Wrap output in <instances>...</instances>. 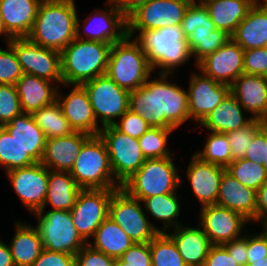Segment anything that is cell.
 <instances>
[{"label":"cell","mask_w":267,"mask_h":266,"mask_svg":"<svg viewBox=\"0 0 267 266\" xmlns=\"http://www.w3.org/2000/svg\"><path fill=\"white\" fill-rule=\"evenodd\" d=\"M118 121L119 122H116L114 126L122 133H125L135 139H139L151 128L140 115L133 113L129 109Z\"/></svg>","instance_id":"cell-46"},{"label":"cell","mask_w":267,"mask_h":266,"mask_svg":"<svg viewBox=\"0 0 267 266\" xmlns=\"http://www.w3.org/2000/svg\"><path fill=\"white\" fill-rule=\"evenodd\" d=\"M178 198L174 192L147 197L141 201L144 204V209H146L144 211L149 212L156 220L163 221L161 232L166 233L170 227L176 228L182 225L177 220L182 208Z\"/></svg>","instance_id":"cell-36"},{"label":"cell","mask_w":267,"mask_h":266,"mask_svg":"<svg viewBox=\"0 0 267 266\" xmlns=\"http://www.w3.org/2000/svg\"><path fill=\"white\" fill-rule=\"evenodd\" d=\"M94 242L88 244L95 250L103 252L107 256L119 258L135 242L115 223L107 217L97 228Z\"/></svg>","instance_id":"cell-35"},{"label":"cell","mask_w":267,"mask_h":266,"mask_svg":"<svg viewBox=\"0 0 267 266\" xmlns=\"http://www.w3.org/2000/svg\"><path fill=\"white\" fill-rule=\"evenodd\" d=\"M231 38L243 50L267 47V9L254 3Z\"/></svg>","instance_id":"cell-31"},{"label":"cell","mask_w":267,"mask_h":266,"mask_svg":"<svg viewBox=\"0 0 267 266\" xmlns=\"http://www.w3.org/2000/svg\"><path fill=\"white\" fill-rule=\"evenodd\" d=\"M152 73L147 55L136 39L127 35L111 45L106 74L119 87L135 91L151 78Z\"/></svg>","instance_id":"cell-5"},{"label":"cell","mask_w":267,"mask_h":266,"mask_svg":"<svg viewBox=\"0 0 267 266\" xmlns=\"http://www.w3.org/2000/svg\"><path fill=\"white\" fill-rule=\"evenodd\" d=\"M192 4H204L205 2L209 1V0H199L200 2L196 1V0H190Z\"/></svg>","instance_id":"cell-63"},{"label":"cell","mask_w":267,"mask_h":266,"mask_svg":"<svg viewBox=\"0 0 267 266\" xmlns=\"http://www.w3.org/2000/svg\"><path fill=\"white\" fill-rule=\"evenodd\" d=\"M203 5L215 27L232 36L254 2L252 0H209Z\"/></svg>","instance_id":"cell-32"},{"label":"cell","mask_w":267,"mask_h":266,"mask_svg":"<svg viewBox=\"0 0 267 266\" xmlns=\"http://www.w3.org/2000/svg\"><path fill=\"white\" fill-rule=\"evenodd\" d=\"M244 73L267 76V47L244 50Z\"/></svg>","instance_id":"cell-47"},{"label":"cell","mask_w":267,"mask_h":266,"mask_svg":"<svg viewBox=\"0 0 267 266\" xmlns=\"http://www.w3.org/2000/svg\"><path fill=\"white\" fill-rule=\"evenodd\" d=\"M23 113L15 85L0 84V126Z\"/></svg>","instance_id":"cell-44"},{"label":"cell","mask_w":267,"mask_h":266,"mask_svg":"<svg viewBox=\"0 0 267 266\" xmlns=\"http://www.w3.org/2000/svg\"><path fill=\"white\" fill-rule=\"evenodd\" d=\"M180 26L188 42L191 56L196 59L195 64L231 39L229 34L215 27L203 4L191 3Z\"/></svg>","instance_id":"cell-8"},{"label":"cell","mask_w":267,"mask_h":266,"mask_svg":"<svg viewBox=\"0 0 267 266\" xmlns=\"http://www.w3.org/2000/svg\"><path fill=\"white\" fill-rule=\"evenodd\" d=\"M173 159L172 157L146 159L121 188L140 201L151 196L174 193L183 180Z\"/></svg>","instance_id":"cell-7"},{"label":"cell","mask_w":267,"mask_h":266,"mask_svg":"<svg viewBox=\"0 0 267 266\" xmlns=\"http://www.w3.org/2000/svg\"><path fill=\"white\" fill-rule=\"evenodd\" d=\"M187 90L190 119L200 123L230 93V85L213 80L210 77L192 73Z\"/></svg>","instance_id":"cell-20"},{"label":"cell","mask_w":267,"mask_h":266,"mask_svg":"<svg viewBox=\"0 0 267 266\" xmlns=\"http://www.w3.org/2000/svg\"><path fill=\"white\" fill-rule=\"evenodd\" d=\"M0 266H15L9 245L0 241Z\"/></svg>","instance_id":"cell-57"},{"label":"cell","mask_w":267,"mask_h":266,"mask_svg":"<svg viewBox=\"0 0 267 266\" xmlns=\"http://www.w3.org/2000/svg\"><path fill=\"white\" fill-rule=\"evenodd\" d=\"M8 44L14 49L23 73L63 84L59 51L44 48L28 37L12 38Z\"/></svg>","instance_id":"cell-15"},{"label":"cell","mask_w":267,"mask_h":266,"mask_svg":"<svg viewBox=\"0 0 267 266\" xmlns=\"http://www.w3.org/2000/svg\"><path fill=\"white\" fill-rule=\"evenodd\" d=\"M23 71L14 49L7 43V49H0V84L15 85Z\"/></svg>","instance_id":"cell-45"},{"label":"cell","mask_w":267,"mask_h":266,"mask_svg":"<svg viewBox=\"0 0 267 266\" xmlns=\"http://www.w3.org/2000/svg\"><path fill=\"white\" fill-rule=\"evenodd\" d=\"M135 39L147 55L152 70L161 69L157 73L175 75V68H179L192 58L181 26L142 31Z\"/></svg>","instance_id":"cell-4"},{"label":"cell","mask_w":267,"mask_h":266,"mask_svg":"<svg viewBox=\"0 0 267 266\" xmlns=\"http://www.w3.org/2000/svg\"><path fill=\"white\" fill-rule=\"evenodd\" d=\"M111 45L75 38L60 52L63 86L81 85L106 74Z\"/></svg>","instance_id":"cell-3"},{"label":"cell","mask_w":267,"mask_h":266,"mask_svg":"<svg viewBox=\"0 0 267 266\" xmlns=\"http://www.w3.org/2000/svg\"><path fill=\"white\" fill-rule=\"evenodd\" d=\"M41 3H52V2H65V1H75V0H39Z\"/></svg>","instance_id":"cell-61"},{"label":"cell","mask_w":267,"mask_h":266,"mask_svg":"<svg viewBox=\"0 0 267 266\" xmlns=\"http://www.w3.org/2000/svg\"><path fill=\"white\" fill-rule=\"evenodd\" d=\"M150 252L152 266H187L167 232H159L150 241Z\"/></svg>","instance_id":"cell-39"},{"label":"cell","mask_w":267,"mask_h":266,"mask_svg":"<svg viewBox=\"0 0 267 266\" xmlns=\"http://www.w3.org/2000/svg\"><path fill=\"white\" fill-rule=\"evenodd\" d=\"M99 136L106 145L114 178L122 185L146 160L138 139L122 133L114 125L103 127Z\"/></svg>","instance_id":"cell-12"},{"label":"cell","mask_w":267,"mask_h":266,"mask_svg":"<svg viewBox=\"0 0 267 266\" xmlns=\"http://www.w3.org/2000/svg\"><path fill=\"white\" fill-rule=\"evenodd\" d=\"M39 0H0V14L13 38L28 37L40 6Z\"/></svg>","instance_id":"cell-27"},{"label":"cell","mask_w":267,"mask_h":266,"mask_svg":"<svg viewBox=\"0 0 267 266\" xmlns=\"http://www.w3.org/2000/svg\"><path fill=\"white\" fill-rule=\"evenodd\" d=\"M199 71L213 80L231 85L244 73V50L232 38L197 64Z\"/></svg>","instance_id":"cell-19"},{"label":"cell","mask_w":267,"mask_h":266,"mask_svg":"<svg viewBox=\"0 0 267 266\" xmlns=\"http://www.w3.org/2000/svg\"><path fill=\"white\" fill-rule=\"evenodd\" d=\"M204 266H240L223 245H212Z\"/></svg>","instance_id":"cell-53"},{"label":"cell","mask_w":267,"mask_h":266,"mask_svg":"<svg viewBox=\"0 0 267 266\" xmlns=\"http://www.w3.org/2000/svg\"><path fill=\"white\" fill-rule=\"evenodd\" d=\"M260 1H262V2H260ZM257 4H258L260 7H263V8H265V9H267V0H259V1L257 2Z\"/></svg>","instance_id":"cell-62"},{"label":"cell","mask_w":267,"mask_h":266,"mask_svg":"<svg viewBox=\"0 0 267 266\" xmlns=\"http://www.w3.org/2000/svg\"><path fill=\"white\" fill-rule=\"evenodd\" d=\"M80 190L81 188L69 172L49 170L48 189L43 210L48 204L52 206L50 210L70 211Z\"/></svg>","instance_id":"cell-34"},{"label":"cell","mask_w":267,"mask_h":266,"mask_svg":"<svg viewBox=\"0 0 267 266\" xmlns=\"http://www.w3.org/2000/svg\"><path fill=\"white\" fill-rule=\"evenodd\" d=\"M175 129L151 127L138 139L142 154L146 159L172 157L167 141Z\"/></svg>","instance_id":"cell-42"},{"label":"cell","mask_w":267,"mask_h":266,"mask_svg":"<svg viewBox=\"0 0 267 266\" xmlns=\"http://www.w3.org/2000/svg\"><path fill=\"white\" fill-rule=\"evenodd\" d=\"M119 258L128 266H152L150 242L134 243Z\"/></svg>","instance_id":"cell-49"},{"label":"cell","mask_w":267,"mask_h":266,"mask_svg":"<svg viewBox=\"0 0 267 266\" xmlns=\"http://www.w3.org/2000/svg\"><path fill=\"white\" fill-rule=\"evenodd\" d=\"M68 95L57 91V101L60 104L65 118L69 121L74 131L87 133L91 136L99 135L101 127L94 115L87 92L82 85L73 84Z\"/></svg>","instance_id":"cell-21"},{"label":"cell","mask_w":267,"mask_h":266,"mask_svg":"<svg viewBox=\"0 0 267 266\" xmlns=\"http://www.w3.org/2000/svg\"><path fill=\"white\" fill-rule=\"evenodd\" d=\"M264 168L266 169V172H267V163H264Z\"/></svg>","instance_id":"cell-64"},{"label":"cell","mask_w":267,"mask_h":266,"mask_svg":"<svg viewBox=\"0 0 267 266\" xmlns=\"http://www.w3.org/2000/svg\"><path fill=\"white\" fill-rule=\"evenodd\" d=\"M3 127L35 162H41L46 138L32 114L21 113Z\"/></svg>","instance_id":"cell-29"},{"label":"cell","mask_w":267,"mask_h":266,"mask_svg":"<svg viewBox=\"0 0 267 266\" xmlns=\"http://www.w3.org/2000/svg\"><path fill=\"white\" fill-rule=\"evenodd\" d=\"M199 226L212 245H223L242 237L247 220L242 214L216 204L200 208Z\"/></svg>","instance_id":"cell-17"},{"label":"cell","mask_w":267,"mask_h":266,"mask_svg":"<svg viewBox=\"0 0 267 266\" xmlns=\"http://www.w3.org/2000/svg\"><path fill=\"white\" fill-rule=\"evenodd\" d=\"M92 136L75 131L70 135L46 139L41 163L52 171L70 172L82 146Z\"/></svg>","instance_id":"cell-23"},{"label":"cell","mask_w":267,"mask_h":266,"mask_svg":"<svg viewBox=\"0 0 267 266\" xmlns=\"http://www.w3.org/2000/svg\"><path fill=\"white\" fill-rule=\"evenodd\" d=\"M81 189H119L114 178L106 145L99 135L83 146L69 172Z\"/></svg>","instance_id":"cell-6"},{"label":"cell","mask_w":267,"mask_h":266,"mask_svg":"<svg viewBox=\"0 0 267 266\" xmlns=\"http://www.w3.org/2000/svg\"><path fill=\"white\" fill-rule=\"evenodd\" d=\"M76 266H114L115 258L93 249L89 244L75 255Z\"/></svg>","instance_id":"cell-48"},{"label":"cell","mask_w":267,"mask_h":266,"mask_svg":"<svg viewBox=\"0 0 267 266\" xmlns=\"http://www.w3.org/2000/svg\"><path fill=\"white\" fill-rule=\"evenodd\" d=\"M108 1V2H107ZM108 8L97 9L93 15L90 14L80 26V19L76 20V38L88 41L104 42L114 44L122 41L128 35L127 17L115 5L112 0H107ZM84 28L85 38L80 32ZM82 35V36H81Z\"/></svg>","instance_id":"cell-16"},{"label":"cell","mask_w":267,"mask_h":266,"mask_svg":"<svg viewBox=\"0 0 267 266\" xmlns=\"http://www.w3.org/2000/svg\"><path fill=\"white\" fill-rule=\"evenodd\" d=\"M16 231L9 247L15 266H32L43 251L41 237L36 227L17 220Z\"/></svg>","instance_id":"cell-33"},{"label":"cell","mask_w":267,"mask_h":266,"mask_svg":"<svg viewBox=\"0 0 267 266\" xmlns=\"http://www.w3.org/2000/svg\"><path fill=\"white\" fill-rule=\"evenodd\" d=\"M88 95L101 128L114 125L129 109V91L119 87L107 74L81 84Z\"/></svg>","instance_id":"cell-11"},{"label":"cell","mask_w":267,"mask_h":266,"mask_svg":"<svg viewBox=\"0 0 267 266\" xmlns=\"http://www.w3.org/2000/svg\"><path fill=\"white\" fill-rule=\"evenodd\" d=\"M216 205L236 211L251 222L256 221V191L244 186L227 171L221 177Z\"/></svg>","instance_id":"cell-25"},{"label":"cell","mask_w":267,"mask_h":266,"mask_svg":"<svg viewBox=\"0 0 267 266\" xmlns=\"http://www.w3.org/2000/svg\"><path fill=\"white\" fill-rule=\"evenodd\" d=\"M223 246L227 249L230 255L234 257L240 266H246L248 261L247 234L230 242H226Z\"/></svg>","instance_id":"cell-54"},{"label":"cell","mask_w":267,"mask_h":266,"mask_svg":"<svg viewBox=\"0 0 267 266\" xmlns=\"http://www.w3.org/2000/svg\"><path fill=\"white\" fill-rule=\"evenodd\" d=\"M5 36L6 44L13 38L6 30L2 16L0 14V36Z\"/></svg>","instance_id":"cell-58"},{"label":"cell","mask_w":267,"mask_h":266,"mask_svg":"<svg viewBox=\"0 0 267 266\" xmlns=\"http://www.w3.org/2000/svg\"><path fill=\"white\" fill-rule=\"evenodd\" d=\"M40 210L36 229L41 237L44 249L76 255L88 243L76 230L70 211Z\"/></svg>","instance_id":"cell-9"},{"label":"cell","mask_w":267,"mask_h":266,"mask_svg":"<svg viewBox=\"0 0 267 266\" xmlns=\"http://www.w3.org/2000/svg\"><path fill=\"white\" fill-rule=\"evenodd\" d=\"M242 109V105L229 93L199 124L215 133L225 134L235 131L245 127L253 120L251 117L245 118Z\"/></svg>","instance_id":"cell-30"},{"label":"cell","mask_w":267,"mask_h":266,"mask_svg":"<svg viewBox=\"0 0 267 266\" xmlns=\"http://www.w3.org/2000/svg\"><path fill=\"white\" fill-rule=\"evenodd\" d=\"M32 116L36 124L44 132L46 139L67 136L75 132L65 118L57 100L41 107Z\"/></svg>","instance_id":"cell-37"},{"label":"cell","mask_w":267,"mask_h":266,"mask_svg":"<svg viewBox=\"0 0 267 266\" xmlns=\"http://www.w3.org/2000/svg\"><path fill=\"white\" fill-rule=\"evenodd\" d=\"M32 266H76L75 255L43 249Z\"/></svg>","instance_id":"cell-51"},{"label":"cell","mask_w":267,"mask_h":266,"mask_svg":"<svg viewBox=\"0 0 267 266\" xmlns=\"http://www.w3.org/2000/svg\"><path fill=\"white\" fill-rule=\"evenodd\" d=\"M190 0H148L128 17V36L135 32L157 30L168 26H180Z\"/></svg>","instance_id":"cell-13"},{"label":"cell","mask_w":267,"mask_h":266,"mask_svg":"<svg viewBox=\"0 0 267 266\" xmlns=\"http://www.w3.org/2000/svg\"><path fill=\"white\" fill-rule=\"evenodd\" d=\"M49 169L41 162L7 172L6 175L24 206L33 214L43 210Z\"/></svg>","instance_id":"cell-18"},{"label":"cell","mask_w":267,"mask_h":266,"mask_svg":"<svg viewBox=\"0 0 267 266\" xmlns=\"http://www.w3.org/2000/svg\"><path fill=\"white\" fill-rule=\"evenodd\" d=\"M114 266H128V263L122 261L120 258H116Z\"/></svg>","instance_id":"cell-60"},{"label":"cell","mask_w":267,"mask_h":266,"mask_svg":"<svg viewBox=\"0 0 267 266\" xmlns=\"http://www.w3.org/2000/svg\"><path fill=\"white\" fill-rule=\"evenodd\" d=\"M225 171V167L205 162L195 154L192 155L186 174L201 207L216 204L221 177Z\"/></svg>","instance_id":"cell-22"},{"label":"cell","mask_w":267,"mask_h":266,"mask_svg":"<svg viewBox=\"0 0 267 266\" xmlns=\"http://www.w3.org/2000/svg\"><path fill=\"white\" fill-rule=\"evenodd\" d=\"M140 202L124 189L119 188L111 197L108 217L117 223L135 243H146L161 232V229L147 219Z\"/></svg>","instance_id":"cell-10"},{"label":"cell","mask_w":267,"mask_h":266,"mask_svg":"<svg viewBox=\"0 0 267 266\" xmlns=\"http://www.w3.org/2000/svg\"><path fill=\"white\" fill-rule=\"evenodd\" d=\"M246 266H267V256L266 259L248 260Z\"/></svg>","instance_id":"cell-59"},{"label":"cell","mask_w":267,"mask_h":266,"mask_svg":"<svg viewBox=\"0 0 267 266\" xmlns=\"http://www.w3.org/2000/svg\"><path fill=\"white\" fill-rule=\"evenodd\" d=\"M116 190L81 189L79 191L70 213L76 230L87 243L108 217L109 203Z\"/></svg>","instance_id":"cell-14"},{"label":"cell","mask_w":267,"mask_h":266,"mask_svg":"<svg viewBox=\"0 0 267 266\" xmlns=\"http://www.w3.org/2000/svg\"><path fill=\"white\" fill-rule=\"evenodd\" d=\"M157 75L129 93V110L140 115L150 127L176 130L190 119L187 91L169 82L170 74Z\"/></svg>","instance_id":"cell-1"},{"label":"cell","mask_w":267,"mask_h":266,"mask_svg":"<svg viewBox=\"0 0 267 266\" xmlns=\"http://www.w3.org/2000/svg\"><path fill=\"white\" fill-rule=\"evenodd\" d=\"M194 154L205 162L225 168L232 162L231 147L224 133L208 134L202 151Z\"/></svg>","instance_id":"cell-41"},{"label":"cell","mask_w":267,"mask_h":266,"mask_svg":"<svg viewBox=\"0 0 267 266\" xmlns=\"http://www.w3.org/2000/svg\"><path fill=\"white\" fill-rule=\"evenodd\" d=\"M76 8L75 1L40 3L28 38L61 52L76 38Z\"/></svg>","instance_id":"cell-2"},{"label":"cell","mask_w":267,"mask_h":266,"mask_svg":"<svg viewBox=\"0 0 267 266\" xmlns=\"http://www.w3.org/2000/svg\"><path fill=\"white\" fill-rule=\"evenodd\" d=\"M175 242L178 251L187 266H204L207 254L212 246L204 230L180 225L167 233Z\"/></svg>","instance_id":"cell-28"},{"label":"cell","mask_w":267,"mask_h":266,"mask_svg":"<svg viewBox=\"0 0 267 266\" xmlns=\"http://www.w3.org/2000/svg\"><path fill=\"white\" fill-rule=\"evenodd\" d=\"M256 222L267 226V181L256 191Z\"/></svg>","instance_id":"cell-55"},{"label":"cell","mask_w":267,"mask_h":266,"mask_svg":"<svg viewBox=\"0 0 267 266\" xmlns=\"http://www.w3.org/2000/svg\"><path fill=\"white\" fill-rule=\"evenodd\" d=\"M52 81L23 73L15 84L23 113L33 114L57 100L58 86Z\"/></svg>","instance_id":"cell-26"},{"label":"cell","mask_w":267,"mask_h":266,"mask_svg":"<svg viewBox=\"0 0 267 266\" xmlns=\"http://www.w3.org/2000/svg\"><path fill=\"white\" fill-rule=\"evenodd\" d=\"M245 159L260 165L267 163V123L254 135Z\"/></svg>","instance_id":"cell-50"},{"label":"cell","mask_w":267,"mask_h":266,"mask_svg":"<svg viewBox=\"0 0 267 266\" xmlns=\"http://www.w3.org/2000/svg\"><path fill=\"white\" fill-rule=\"evenodd\" d=\"M265 124L266 123L261 120L253 119L245 127L225 133L231 147L232 161L245 158L248 147L251 144L254 135Z\"/></svg>","instance_id":"cell-43"},{"label":"cell","mask_w":267,"mask_h":266,"mask_svg":"<svg viewBox=\"0 0 267 266\" xmlns=\"http://www.w3.org/2000/svg\"><path fill=\"white\" fill-rule=\"evenodd\" d=\"M115 5L128 17L140 5L145 4L148 0H112Z\"/></svg>","instance_id":"cell-56"},{"label":"cell","mask_w":267,"mask_h":266,"mask_svg":"<svg viewBox=\"0 0 267 266\" xmlns=\"http://www.w3.org/2000/svg\"><path fill=\"white\" fill-rule=\"evenodd\" d=\"M36 162L20 147L9 132L0 126V165L6 173Z\"/></svg>","instance_id":"cell-38"},{"label":"cell","mask_w":267,"mask_h":266,"mask_svg":"<svg viewBox=\"0 0 267 266\" xmlns=\"http://www.w3.org/2000/svg\"><path fill=\"white\" fill-rule=\"evenodd\" d=\"M230 93L252 119L267 123V76L243 73L230 85Z\"/></svg>","instance_id":"cell-24"},{"label":"cell","mask_w":267,"mask_h":266,"mask_svg":"<svg viewBox=\"0 0 267 266\" xmlns=\"http://www.w3.org/2000/svg\"><path fill=\"white\" fill-rule=\"evenodd\" d=\"M263 231L259 234H247L248 260L266 259L267 256V226H262Z\"/></svg>","instance_id":"cell-52"},{"label":"cell","mask_w":267,"mask_h":266,"mask_svg":"<svg viewBox=\"0 0 267 266\" xmlns=\"http://www.w3.org/2000/svg\"><path fill=\"white\" fill-rule=\"evenodd\" d=\"M226 171L244 186L255 191L267 181L264 166L245 158L232 161L226 167Z\"/></svg>","instance_id":"cell-40"}]
</instances>
